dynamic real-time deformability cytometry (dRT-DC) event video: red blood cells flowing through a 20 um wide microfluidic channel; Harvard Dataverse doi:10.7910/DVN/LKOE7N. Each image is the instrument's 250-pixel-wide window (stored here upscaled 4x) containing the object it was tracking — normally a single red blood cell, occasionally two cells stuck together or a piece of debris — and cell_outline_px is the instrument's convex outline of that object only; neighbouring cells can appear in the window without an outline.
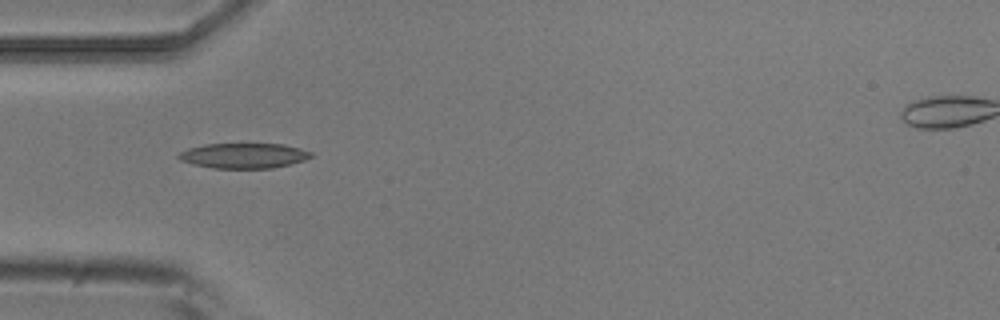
{"species": "common noctule bat (a hibernating species)", "species_latin": "Nyctalus noctula", "temperature_condition": "room temperature", "stored_images_in_passage": 5, "camera_frame_rate_fps": 3000, "um_per_image_px": 0.085, "animal": {"sex": "male", "body_mass_g": 20.5, "forearm_length_mm": 52.5}, "frame": {"image": 1, "passage_image": 3, "time_ms": 0.667, "image_size_px": [1000, 320], "cell_outline_px": [[312, 156], [304, 160], [272, 168], [212, 168], [180, 160], [176, 156], [180, 152], [188, 148], [204, 144], [284, 144], [300, 148], [312, 152]], "centroid_in_image_um": [20.71, 13.22], "position_along_channel_um": 64.3, "area_um2": 19.25}}
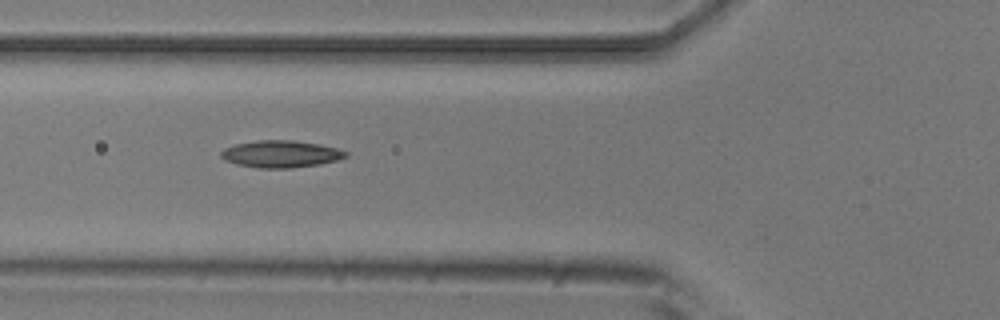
{"frame": {"image": 2, "passage_image": 4, "time_ms": 1.0, "image_size_px": [1000, 320], "cell_outline_px": [[348, 156], [336, 160], [320, 164], [292, 168], [260, 168], [236, 164], [224, 160], [220, 156], [220, 152], [224, 148], [236, 144], [256, 140], [292, 140], [320, 144], [336, 148], [348, 152]], "centroid_in_image_um": [23.85, 13.09], "position_along_channel_um": 101.9, "area_um2": 19.71}}
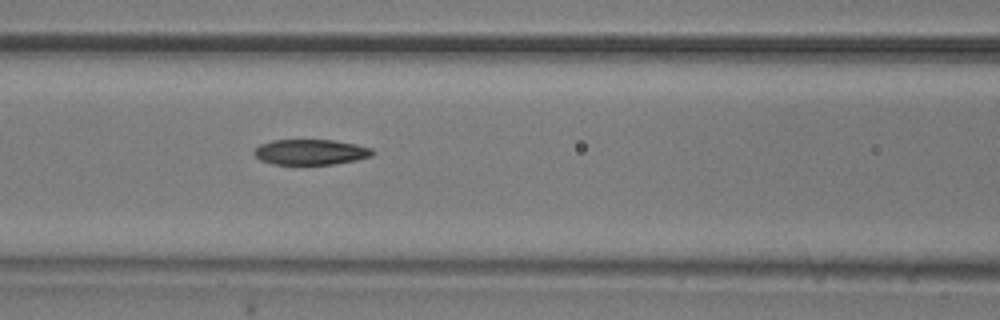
{"frame": {"image": 3, "passage_image": 5, "time_ms": 1.333, "image_size_px": [1000, 320], "cell_outline_px": [[376, 152], [372, 156], [356, 160], [332, 164], [272, 164], [260, 160], [252, 152], [260, 144], [272, 140], [332, 140], [356, 144], [372, 148]], "centroid_in_image_um": [26.41, 12.92], "position_along_channel_um": 140.2, "area_um2": 17.57}}